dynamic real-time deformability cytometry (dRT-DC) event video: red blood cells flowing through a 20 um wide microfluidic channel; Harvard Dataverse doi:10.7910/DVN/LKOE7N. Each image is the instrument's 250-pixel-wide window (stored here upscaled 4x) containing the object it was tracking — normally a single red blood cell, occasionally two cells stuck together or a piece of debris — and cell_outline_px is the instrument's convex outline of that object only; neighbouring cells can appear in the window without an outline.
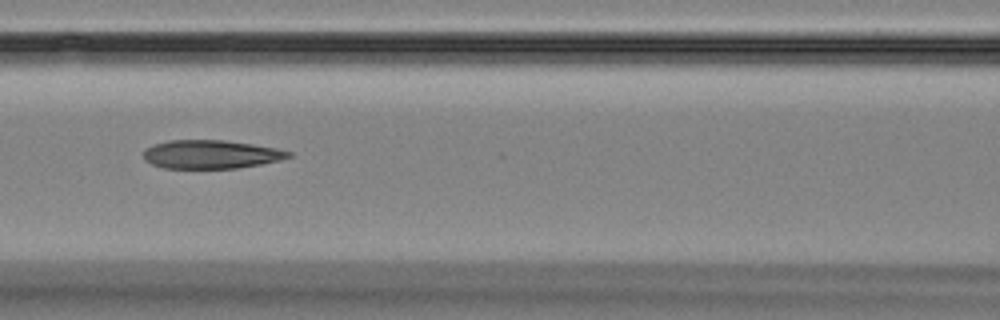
{"species": "Egyptian fruit bat (a non-hibernating species)", "species_latin": "Rousettus aegyptiacus", "temperature_condition": "room temperature", "stored_images_in_passage": 15, "camera_frame_rate_fps": 3000, "um_per_image_px": 0.085, "animal": {"sex": "female"}, "frame": {"image": 1, "passage_image": 7, "time_ms": 8.0, "image_size_px": [1000, 320], "cell_outline_px": [[292, 156], [280, 160], [260, 164], [236, 168], [164, 168], [152, 164], [144, 160], [144, 148], [152, 144], [168, 140], [224, 140], [252, 144], [276, 148], [292, 152]], "centroid_in_image_um": [17.9, 13.11], "position_along_channel_um": 148.7, "area_um2": 24.16}}
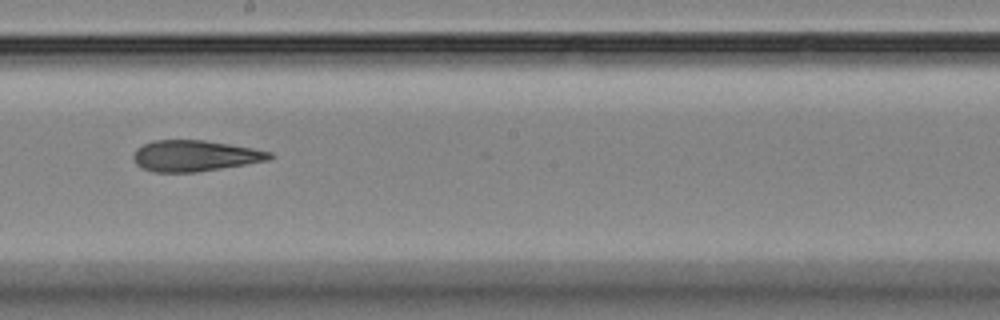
{"frame": {"image": 2, "passage_image": 9, "time_ms": 10.333, "image_size_px": [1000, 320], "cell_outline_px": [[276, 156], [268, 160], [196, 172], [152, 172], [136, 164], [132, 156], [136, 148], [152, 140], [204, 140], [252, 148], [272, 152]], "centroid_in_image_um": [16.54, 13.24], "position_along_channel_um": 231.7, "area_um2": 24.51}}
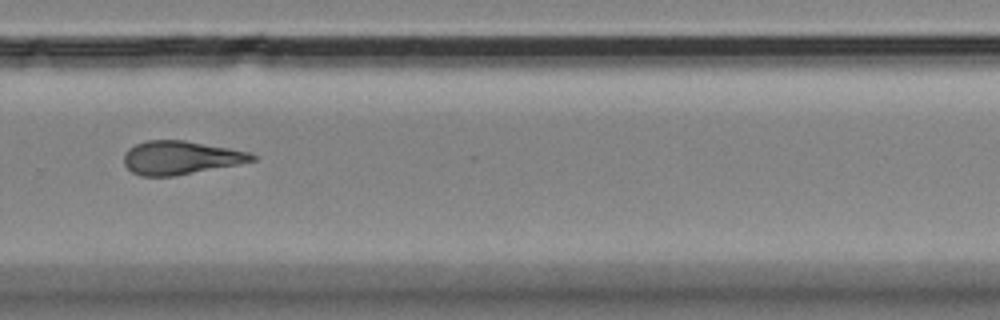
{"frame": {"image": 3, "passage_image": 11, "time_ms": 12.667, "image_size_px": [1000, 320], "cell_outline_px": [[256, 160], [236, 164], [172, 176], [140, 176], [132, 172], [124, 164], [124, 156], [128, 148], [136, 144], [148, 140], [184, 140], [228, 148], [248, 152], [256, 156]], "centroid_in_image_um": [15.3, 13.4], "position_along_channel_um": 314.5, "area_um2": 24.57}, "authors_computed_cell_mechanics": {"area_um2": 25.8944, "velocity_mm_per_s": 3.5529, "shape_relaxation_time_tau1_ms": null, "shape_relaxation_time_tau2_ms": 3.4388, "deformation_change_tau1": null, "deformation_change_tau2": 0.1311}}